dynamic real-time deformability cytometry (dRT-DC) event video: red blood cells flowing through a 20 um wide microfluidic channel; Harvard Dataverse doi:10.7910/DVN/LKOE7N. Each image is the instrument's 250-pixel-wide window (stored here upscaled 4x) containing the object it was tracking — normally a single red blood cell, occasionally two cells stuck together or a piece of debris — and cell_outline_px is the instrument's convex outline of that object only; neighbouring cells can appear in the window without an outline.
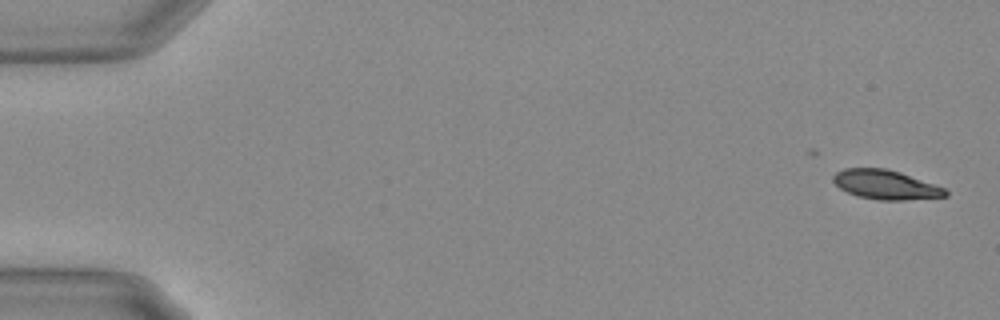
{"species": "Egyptian fruit bat (a non-hibernating species)", "species_latin": "Rousettus aegyptiacus", "temperature_condition": "warm", "stored_images_in_passage": 39, "camera_frame_rate_fps": 3000, "um_per_image_px": 0.085, "animal": {"sex": "female"}, "frame": {"image": 1, "passage_image": 1, "time_ms": 0.0, "image_size_px": [1000, 320], "cell_outline_px": [[948, 196], [904, 200], [876, 200], [856, 196], [840, 188], [832, 180], [832, 176], [836, 172], [844, 168], [884, 168], [900, 172], [944, 188], [948, 192]], "centroid_in_image_um": [75.24, 15.7], "position_along_channel_um": 9.8, "area_um2": 19.07}}
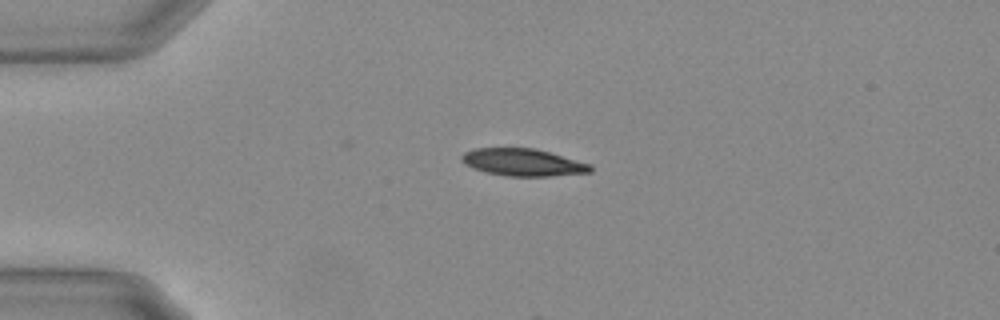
{"frame": {"image": 2, "passage_image": 13, "time_ms": 4.0, "image_size_px": [1000, 320], "cell_outline_px": [[592, 172], [552, 176], [508, 176], [488, 172], [472, 168], [464, 164], [460, 160], [460, 156], [464, 152], [472, 148], [536, 148], [592, 164]], "centroid_in_image_um": [44.44, 13.79], "position_along_channel_um": 40.6, "area_um2": 20.63}}
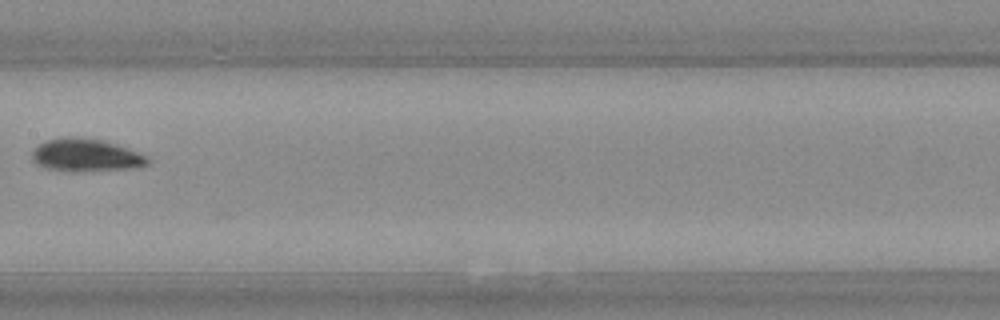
{"frame": {"image": 3, "passage_image": 29, "time_ms": 9.333, "image_size_px": [1000, 320], "cell_outline_px": [[152, 160], [148, 164], [136, 168], [48, 168], [36, 164], [32, 160], [32, 148], [44, 140], [64, 136], [84, 136], [104, 140], [128, 148], [148, 156]], "centroid_in_image_um": [7.29, 13.1], "position_along_channel_um": 200.1, "area_um2": 21.44}}